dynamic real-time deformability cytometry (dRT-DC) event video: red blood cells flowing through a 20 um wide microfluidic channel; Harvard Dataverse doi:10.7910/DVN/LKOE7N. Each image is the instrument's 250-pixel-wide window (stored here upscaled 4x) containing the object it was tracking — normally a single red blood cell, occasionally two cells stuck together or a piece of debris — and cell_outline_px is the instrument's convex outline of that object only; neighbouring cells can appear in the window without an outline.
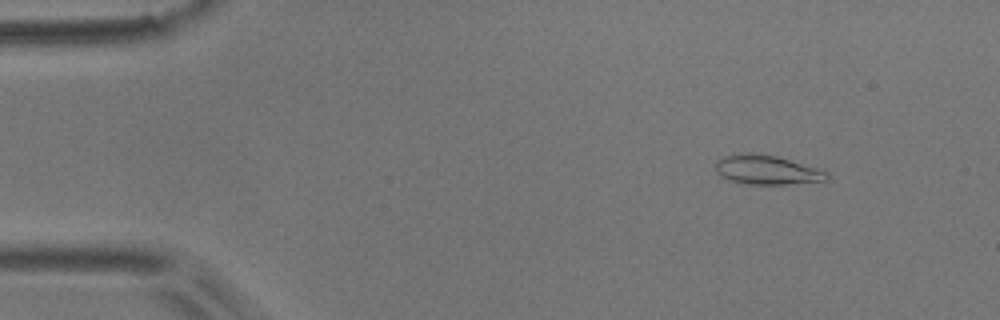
{"species": "common noctule bat (a hibernating species)", "species_latin": "Nyctalus noctula", "temperature_condition": "room temperature", "stored_images_in_passage": 6, "camera_frame_rate_fps": 3000, "um_per_image_px": 0.085, "animal": {"sex": "male", "body_mass_g": 17.9}, "frame": {"image": 1, "passage_image": 2, "time_ms": 0.333, "image_size_px": [1000, 320], "cell_outline_px": [[828, 180], [788, 184], [744, 184], [728, 180], [720, 176], [716, 172], [716, 160], [724, 156], [748, 152], [752, 152], [776, 156], [816, 168], [828, 172]], "centroid_in_image_um": [65.13, 14.44], "position_along_channel_um": 19.9, "area_um2": 18.96}}
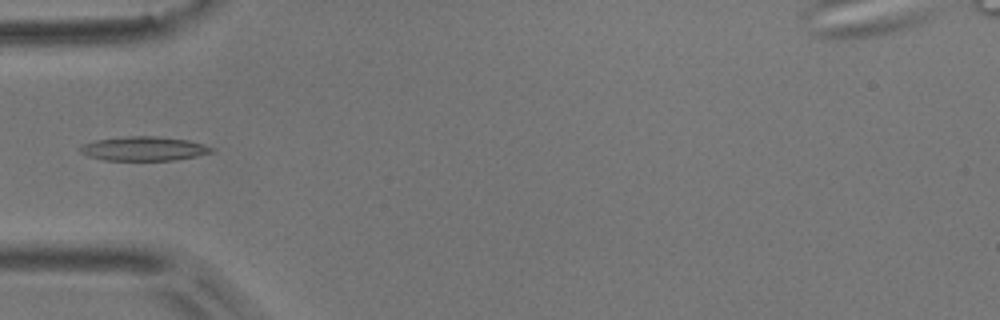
{"frame": {"image": 2, "passage_image": 5, "time_ms": 1.333, "image_size_px": [1000, 320], "cell_outline_px": [[216, 148], [212, 152], [196, 156], [176, 160], [104, 160], [88, 156], [80, 152], [80, 148], [84, 144], [96, 140], [128, 136], [156, 136], [188, 140]], "centroid_in_image_um": [12.25, 12.64], "position_along_channel_um": 72.8, "area_um2": 18.38}}
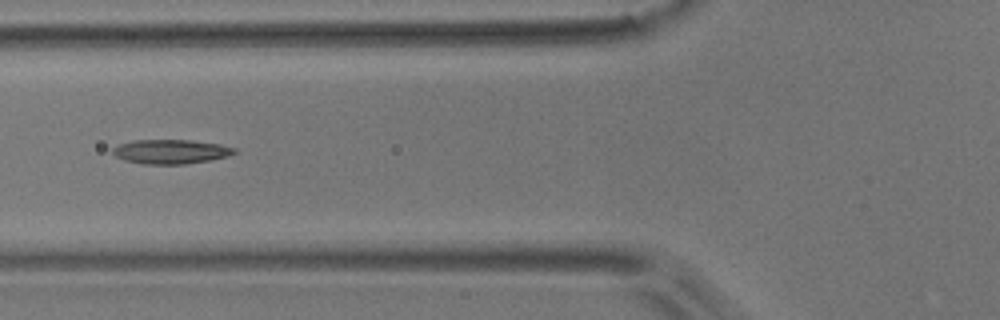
{"frame": {"image": 3, "passage_image": 6, "time_ms": 1.667, "image_size_px": [1000, 320], "cell_outline_px": [[236, 152], [228, 156], [212, 160], [184, 164], [144, 164], [124, 160], [116, 156], [112, 152], [112, 148], [116, 144], [132, 140], [188, 140], [220, 144], [236, 148]], "centroid_in_image_um": [14.49, 12.88], "position_along_channel_um": 111.3, "area_um2": 17.34}}